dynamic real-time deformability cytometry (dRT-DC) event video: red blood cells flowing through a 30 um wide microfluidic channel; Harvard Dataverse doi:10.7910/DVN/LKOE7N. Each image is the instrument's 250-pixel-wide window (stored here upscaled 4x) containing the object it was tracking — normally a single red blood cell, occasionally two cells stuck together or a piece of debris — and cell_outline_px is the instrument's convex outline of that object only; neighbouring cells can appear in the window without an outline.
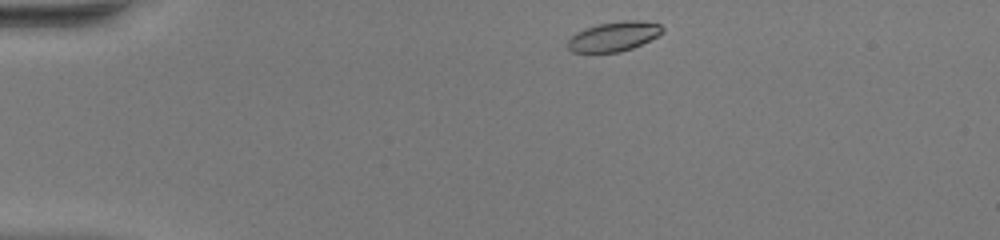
{"species": "common noctule bat (a hibernating species)", "species_latin": "Nyctalus noctula", "temperature_condition": "warm", "stored_images_in_passage": 41, "camera_frame_rate_fps": 3000, "um_per_image_px": 0.085, "animal": {"sex": "female", "body_mass_g": 20.0, "forearm_length_mm": 54.0}, "frame": {"image": 1, "passage_image": 1, "time_ms": 0.0, "image_size_px": [1000, 240], "cell_outline_px": [[664, 32], [632, 48], [620, 52], [572, 52], [568, 48], [568, 40], [576, 32], [584, 28], [600, 24], [624, 20], [636, 20], [660, 24], [664, 28]], "centroid_in_image_um": [52.17, 3.09], "position_along_channel_um": 32.8, "area_um2": 16.13}}
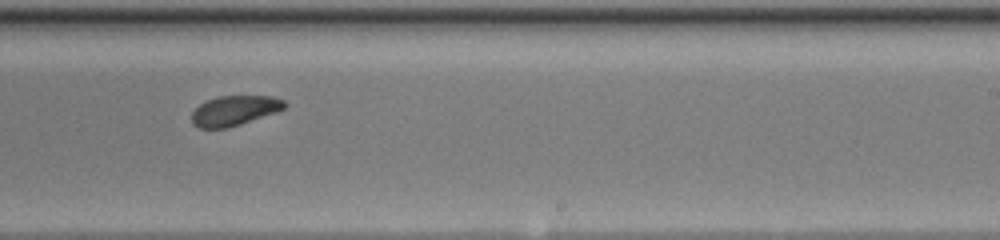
{"frame": {"image": 2, "passage_image": 23, "time_ms": 7.333, "image_size_px": [1000, 240], "cell_outline_px": [[288, 104], [284, 108], [276, 112], [228, 128], [196, 128], [192, 124], [192, 112], [200, 104], [208, 100], [220, 96], [272, 96], [284, 100]], "centroid_in_image_um": [19.92, 9.4], "position_along_channel_um": 269.1, "area_um2": 16.13}}
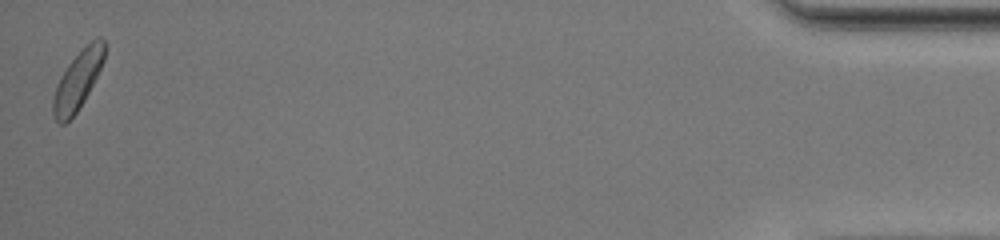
{"frame": {"image": 3, "passage_image": 41, "time_ms": 13.333, "image_size_px": [1000, 240], "cell_outline_px": [[104, 60], [84, 100], [76, 112], [64, 124], [60, 124], [56, 120], [52, 112], [52, 100], [60, 76], [68, 64], [96, 36], [100, 36], [104, 40]], "centroid_in_image_um": [6.59, 6.84], "position_along_channel_um": 428.6, "area_um2": 16.99}, "authors_computed_cell_mechanics": {"area_um2": 16.8776, "velocity_mm_per_s": 4.101, "shape_relaxation_time_tau1_ms": 2.4815, "shape_relaxation_time_tau2_ms": 3.1293, "deformation_change_tau1": 0.1083, "deformation_change_tau2": 0.0837}}